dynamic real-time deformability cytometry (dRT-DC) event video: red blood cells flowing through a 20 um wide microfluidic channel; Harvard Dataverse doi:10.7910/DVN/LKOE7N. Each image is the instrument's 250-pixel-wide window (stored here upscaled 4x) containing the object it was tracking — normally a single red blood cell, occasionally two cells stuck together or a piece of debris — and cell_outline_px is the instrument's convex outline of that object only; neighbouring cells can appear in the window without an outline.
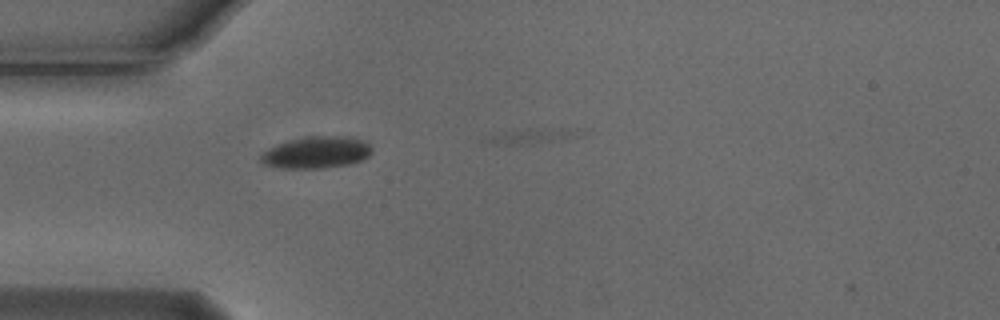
{"species": "Egyptian fruit bat (a non-hibernating species)", "species_latin": "Rousettus aegyptiacus", "temperature_condition": "cold", "stored_images_in_passage": 10, "camera_frame_rate_fps": 3000, "um_per_image_px": 0.085, "animal": {"sex": "male"}, "frame": {"image": 1, "passage_image": 3, "time_ms": 0.667, "image_size_px": [1000, 320], "cell_outline_px": [[372, 152], [368, 156], [352, 164], [324, 168], [284, 168], [264, 164], [260, 160], [260, 152], [276, 144], [288, 140], [308, 136], [352, 136], [364, 140], [372, 148]], "centroid_in_image_um": [26.89, 12.94], "position_along_channel_um": 58.1, "area_um2": 20.87}}
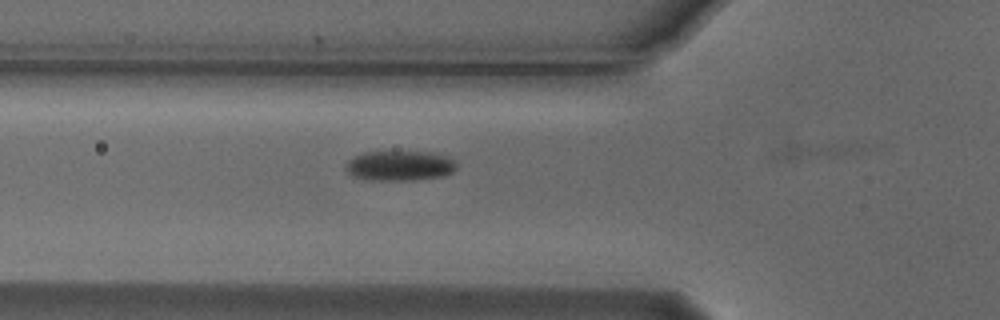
{"frame": {"image": 2, "passage_image": 6, "time_ms": 1.667, "image_size_px": [1000, 320], "cell_outline_px": [[456, 168], [452, 172], [444, 176], [416, 180], [364, 180], [352, 176], [344, 168], [348, 160], [352, 156], [364, 152], [432, 152], [448, 156], [456, 164]], "centroid_in_image_um": [33.94, 14.09], "position_along_channel_um": 91.9, "area_um2": 19.59}}